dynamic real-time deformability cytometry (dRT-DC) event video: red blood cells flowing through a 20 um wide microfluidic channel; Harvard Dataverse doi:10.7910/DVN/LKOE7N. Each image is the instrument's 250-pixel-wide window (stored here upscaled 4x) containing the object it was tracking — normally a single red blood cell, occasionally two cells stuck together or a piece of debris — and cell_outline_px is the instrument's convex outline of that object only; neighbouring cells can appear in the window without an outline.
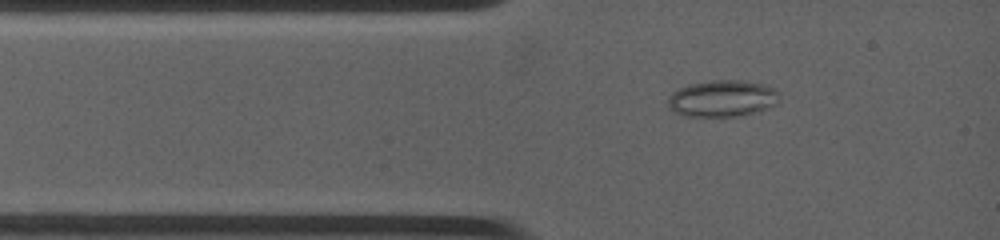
{"species": "common noctule bat (a hibernating species)", "species_latin": "Nyctalus noctula", "temperature_condition": "warm", "stored_images_in_passage": 2, "camera_frame_rate_fps": 4500, "um_per_image_px": 0.085, "animal": {"sex": "female", "body_mass_g": 19.0, "forearm_length_mm": 53.3}, "frame": {"image": 1, "passage_image": 1, "time_ms": 0.0, "image_size_px": [1000, 240], "cell_outline_px": [[776, 92], [772, 104], [764, 108], [752, 112], [736, 116], [684, 116], [672, 112], [668, 104], [668, 100], [672, 92], [680, 88], [692, 84], [716, 80], [736, 80], [760, 84], [772, 88]], "centroid_in_image_um": [61.26, 8.38], "position_along_channel_um": 23.7, "area_um2": 22.77}}